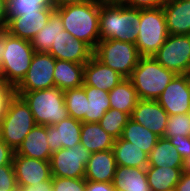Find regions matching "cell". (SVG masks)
<instances>
[{"instance_id":"6da1fadb","label":"cell","mask_w":190,"mask_h":191,"mask_svg":"<svg viewBox=\"0 0 190 191\" xmlns=\"http://www.w3.org/2000/svg\"><path fill=\"white\" fill-rule=\"evenodd\" d=\"M55 12L61 17L64 30L95 50L100 40V5L90 1L84 4L66 5L55 9Z\"/></svg>"},{"instance_id":"7a4b0ae2","label":"cell","mask_w":190,"mask_h":191,"mask_svg":"<svg viewBox=\"0 0 190 191\" xmlns=\"http://www.w3.org/2000/svg\"><path fill=\"white\" fill-rule=\"evenodd\" d=\"M140 25V9L125 5L100 6V40L137 41Z\"/></svg>"},{"instance_id":"3957f363","label":"cell","mask_w":190,"mask_h":191,"mask_svg":"<svg viewBox=\"0 0 190 191\" xmlns=\"http://www.w3.org/2000/svg\"><path fill=\"white\" fill-rule=\"evenodd\" d=\"M177 74L153 57H141L129 77L140 100H157Z\"/></svg>"},{"instance_id":"277c9868","label":"cell","mask_w":190,"mask_h":191,"mask_svg":"<svg viewBox=\"0 0 190 191\" xmlns=\"http://www.w3.org/2000/svg\"><path fill=\"white\" fill-rule=\"evenodd\" d=\"M29 106L36 124L53 126L69 117L64 90L52 87L30 92H16Z\"/></svg>"},{"instance_id":"5b68a950","label":"cell","mask_w":190,"mask_h":191,"mask_svg":"<svg viewBox=\"0 0 190 191\" xmlns=\"http://www.w3.org/2000/svg\"><path fill=\"white\" fill-rule=\"evenodd\" d=\"M35 54L30 41L6 31V48L2 55V83L16 87L25 77Z\"/></svg>"},{"instance_id":"8992f818","label":"cell","mask_w":190,"mask_h":191,"mask_svg":"<svg viewBox=\"0 0 190 191\" xmlns=\"http://www.w3.org/2000/svg\"><path fill=\"white\" fill-rule=\"evenodd\" d=\"M35 125L29 106L20 96L15 95L0 124V139L16 151Z\"/></svg>"},{"instance_id":"52a82bcc","label":"cell","mask_w":190,"mask_h":191,"mask_svg":"<svg viewBox=\"0 0 190 191\" xmlns=\"http://www.w3.org/2000/svg\"><path fill=\"white\" fill-rule=\"evenodd\" d=\"M138 29L136 48L141 57H152L169 36L162 6L140 10Z\"/></svg>"},{"instance_id":"ba28073f","label":"cell","mask_w":190,"mask_h":191,"mask_svg":"<svg viewBox=\"0 0 190 191\" xmlns=\"http://www.w3.org/2000/svg\"><path fill=\"white\" fill-rule=\"evenodd\" d=\"M94 56L104 65L129 78L141 58L134 43L119 40H99Z\"/></svg>"},{"instance_id":"9c48e42d","label":"cell","mask_w":190,"mask_h":191,"mask_svg":"<svg viewBox=\"0 0 190 191\" xmlns=\"http://www.w3.org/2000/svg\"><path fill=\"white\" fill-rule=\"evenodd\" d=\"M90 156L91 152L81 143L55 151L50 158L51 174L55 177L71 179L84 178L85 167Z\"/></svg>"},{"instance_id":"30bf717a","label":"cell","mask_w":190,"mask_h":191,"mask_svg":"<svg viewBox=\"0 0 190 191\" xmlns=\"http://www.w3.org/2000/svg\"><path fill=\"white\" fill-rule=\"evenodd\" d=\"M152 57L166 69L186 74L190 67V35L169 34Z\"/></svg>"},{"instance_id":"8fae6325","label":"cell","mask_w":190,"mask_h":191,"mask_svg":"<svg viewBox=\"0 0 190 191\" xmlns=\"http://www.w3.org/2000/svg\"><path fill=\"white\" fill-rule=\"evenodd\" d=\"M56 59L48 52H35L30 67L15 87V92H30L54 87Z\"/></svg>"},{"instance_id":"7c38bea8","label":"cell","mask_w":190,"mask_h":191,"mask_svg":"<svg viewBox=\"0 0 190 191\" xmlns=\"http://www.w3.org/2000/svg\"><path fill=\"white\" fill-rule=\"evenodd\" d=\"M168 115L187 114L190 105V81L177 74L157 99Z\"/></svg>"},{"instance_id":"4fadbf2b","label":"cell","mask_w":190,"mask_h":191,"mask_svg":"<svg viewBox=\"0 0 190 191\" xmlns=\"http://www.w3.org/2000/svg\"><path fill=\"white\" fill-rule=\"evenodd\" d=\"M48 53L55 59L84 65L94 56V50L88 44L74 38L66 30L60 32Z\"/></svg>"},{"instance_id":"5bb4252c","label":"cell","mask_w":190,"mask_h":191,"mask_svg":"<svg viewBox=\"0 0 190 191\" xmlns=\"http://www.w3.org/2000/svg\"><path fill=\"white\" fill-rule=\"evenodd\" d=\"M12 163L18 187L37 184L52 178L50 161L21 156L15 152Z\"/></svg>"},{"instance_id":"9a60e30c","label":"cell","mask_w":190,"mask_h":191,"mask_svg":"<svg viewBox=\"0 0 190 191\" xmlns=\"http://www.w3.org/2000/svg\"><path fill=\"white\" fill-rule=\"evenodd\" d=\"M55 8H44L37 12L23 13L7 21L6 31L15 37L31 41L46 25Z\"/></svg>"},{"instance_id":"2e32d148","label":"cell","mask_w":190,"mask_h":191,"mask_svg":"<svg viewBox=\"0 0 190 191\" xmlns=\"http://www.w3.org/2000/svg\"><path fill=\"white\" fill-rule=\"evenodd\" d=\"M134 122L148 128L159 137H163L168 113L157 100H139L130 116Z\"/></svg>"},{"instance_id":"e0dca14e","label":"cell","mask_w":190,"mask_h":191,"mask_svg":"<svg viewBox=\"0 0 190 191\" xmlns=\"http://www.w3.org/2000/svg\"><path fill=\"white\" fill-rule=\"evenodd\" d=\"M82 122L71 116L53 126H47V143L53 153L80 143Z\"/></svg>"},{"instance_id":"ac0fdd59","label":"cell","mask_w":190,"mask_h":191,"mask_svg":"<svg viewBox=\"0 0 190 191\" xmlns=\"http://www.w3.org/2000/svg\"><path fill=\"white\" fill-rule=\"evenodd\" d=\"M124 78L93 56L84 67L83 84L103 91L112 90Z\"/></svg>"},{"instance_id":"d6986e66","label":"cell","mask_w":190,"mask_h":191,"mask_svg":"<svg viewBox=\"0 0 190 191\" xmlns=\"http://www.w3.org/2000/svg\"><path fill=\"white\" fill-rule=\"evenodd\" d=\"M117 164L112 149L91 153L85 167V180L108 182L113 181Z\"/></svg>"},{"instance_id":"ffe728a7","label":"cell","mask_w":190,"mask_h":191,"mask_svg":"<svg viewBox=\"0 0 190 191\" xmlns=\"http://www.w3.org/2000/svg\"><path fill=\"white\" fill-rule=\"evenodd\" d=\"M15 152L21 156L50 161L52 152L47 143V126L36 124Z\"/></svg>"},{"instance_id":"44dd1931","label":"cell","mask_w":190,"mask_h":191,"mask_svg":"<svg viewBox=\"0 0 190 191\" xmlns=\"http://www.w3.org/2000/svg\"><path fill=\"white\" fill-rule=\"evenodd\" d=\"M169 34L190 35V0H176L162 5Z\"/></svg>"},{"instance_id":"7402d4cb","label":"cell","mask_w":190,"mask_h":191,"mask_svg":"<svg viewBox=\"0 0 190 191\" xmlns=\"http://www.w3.org/2000/svg\"><path fill=\"white\" fill-rule=\"evenodd\" d=\"M112 184L116 191H151L146 168L117 165Z\"/></svg>"},{"instance_id":"603a6c76","label":"cell","mask_w":190,"mask_h":191,"mask_svg":"<svg viewBox=\"0 0 190 191\" xmlns=\"http://www.w3.org/2000/svg\"><path fill=\"white\" fill-rule=\"evenodd\" d=\"M84 67V64L56 59L54 69V87L62 90L82 87Z\"/></svg>"},{"instance_id":"cb8c5ba5","label":"cell","mask_w":190,"mask_h":191,"mask_svg":"<svg viewBox=\"0 0 190 191\" xmlns=\"http://www.w3.org/2000/svg\"><path fill=\"white\" fill-rule=\"evenodd\" d=\"M114 142L98 122H82L80 143L91 153L112 149Z\"/></svg>"},{"instance_id":"d4e9b609","label":"cell","mask_w":190,"mask_h":191,"mask_svg":"<svg viewBox=\"0 0 190 191\" xmlns=\"http://www.w3.org/2000/svg\"><path fill=\"white\" fill-rule=\"evenodd\" d=\"M112 150L117 165L131 168L148 166V154L121 137L115 140Z\"/></svg>"},{"instance_id":"484cf974","label":"cell","mask_w":190,"mask_h":191,"mask_svg":"<svg viewBox=\"0 0 190 191\" xmlns=\"http://www.w3.org/2000/svg\"><path fill=\"white\" fill-rule=\"evenodd\" d=\"M184 160L169 139L159 137L148 155V166L183 168Z\"/></svg>"},{"instance_id":"4316f807","label":"cell","mask_w":190,"mask_h":191,"mask_svg":"<svg viewBox=\"0 0 190 191\" xmlns=\"http://www.w3.org/2000/svg\"><path fill=\"white\" fill-rule=\"evenodd\" d=\"M110 108L117 109L131 116L133 109L140 100L132 82L124 78L108 93Z\"/></svg>"},{"instance_id":"83f0119b","label":"cell","mask_w":190,"mask_h":191,"mask_svg":"<svg viewBox=\"0 0 190 191\" xmlns=\"http://www.w3.org/2000/svg\"><path fill=\"white\" fill-rule=\"evenodd\" d=\"M183 168L146 167L147 181L151 191H165L176 188L180 181Z\"/></svg>"},{"instance_id":"f1b7e54d","label":"cell","mask_w":190,"mask_h":191,"mask_svg":"<svg viewBox=\"0 0 190 191\" xmlns=\"http://www.w3.org/2000/svg\"><path fill=\"white\" fill-rule=\"evenodd\" d=\"M85 90L88 102L87 112L81 122H99L102 116L110 109L108 97L109 91H103L93 86L82 85Z\"/></svg>"},{"instance_id":"f546056e","label":"cell","mask_w":190,"mask_h":191,"mask_svg":"<svg viewBox=\"0 0 190 191\" xmlns=\"http://www.w3.org/2000/svg\"><path fill=\"white\" fill-rule=\"evenodd\" d=\"M121 138L135 144V146L141 148L142 151L149 155L155 147L159 136L141 124L129 119L123 129Z\"/></svg>"},{"instance_id":"4dcf8cb0","label":"cell","mask_w":190,"mask_h":191,"mask_svg":"<svg viewBox=\"0 0 190 191\" xmlns=\"http://www.w3.org/2000/svg\"><path fill=\"white\" fill-rule=\"evenodd\" d=\"M64 30L61 17L54 11L46 25L30 41L35 52H49L52 43Z\"/></svg>"},{"instance_id":"1f68e13d","label":"cell","mask_w":190,"mask_h":191,"mask_svg":"<svg viewBox=\"0 0 190 191\" xmlns=\"http://www.w3.org/2000/svg\"><path fill=\"white\" fill-rule=\"evenodd\" d=\"M64 101L69 116L82 121L87 112V96L83 87L64 90Z\"/></svg>"},{"instance_id":"d6a6232c","label":"cell","mask_w":190,"mask_h":191,"mask_svg":"<svg viewBox=\"0 0 190 191\" xmlns=\"http://www.w3.org/2000/svg\"><path fill=\"white\" fill-rule=\"evenodd\" d=\"M55 8L54 0H9L6 2V21L23 13Z\"/></svg>"},{"instance_id":"836d02e7","label":"cell","mask_w":190,"mask_h":191,"mask_svg":"<svg viewBox=\"0 0 190 191\" xmlns=\"http://www.w3.org/2000/svg\"><path fill=\"white\" fill-rule=\"evenodd\" d=\"M130 116L117 109L110 108L98 122L115 140L120 138Z\"/></svg>"},{"instance_id":"e575fe53","label":"cell","mask_w":190,"mask_h":191,"mask_svg":"<svg viewBox=\"0 0 190 191\" xmlns=\"http://www.w3.org/2000/svg\"><path fill=\"white\" fill-rule=\"evenodd\" d=\"M190 137V118L187 114L168 115L164 138Z\"/></svg>"},{"instance_id":"d590c367","label":"cell","mask_w":190,"mask_h":191,"mask_svg":"<svg viewBox=\"0 0 190 191\" xmlns=\"http://www.w3.org/2000/svg\"><path fill=\"white\" fill-rule=\"evenodd\" d=\"M52 186L53 191H85L86 180L52 176Z\"/></svg>"},{"instance_id":"8d00e7d4","label":"cell","mask_w":190,"mask_h":191,"mask_svg":"<svg viewBox=\"0 0 190 191\" xmlns=\"http://www.w3.org/2000/svg\"><path fill=\"white\" fill-rule=\"evenodd\" d=\"M17 189L13 164L0 166V191H16Z\"/></svg>"},{"instance_id":"74e56055","label":"cell","mask_w":190,"mask_h":191,"mask_svg":"<svg viewBox=\"0 0 190 191\" xmlns=\"http://www.w3.org/2000/svg\"><path fill=\"white\" fill-rule=\"evenodd\" d=\"M15 95L14 87L0 82V124L7 113L10 101Z\"/></svg>"},{"instance_id":"f35d334b","label":"cell","mask_w":190,"mask_h":191,"mask_svg":"<svg viewBox=\"0 0 190 191\" xmlns=\"http://www.w3.org/2000/svg\"><path fill=\"white\" fill-rule=\"evenodd\" d=\"M170 142L176 147L179 155L183 160L190 157V137L180 135L179 138H168Z\"/></svg>"},{"instance_id":"ab89813d","label":"cell","mask_w":190,"mask_h":191,"mask_svg":"<svg viewBox=\"0 0 190 191\" xmlns=\"http://www.w3.org/2000/svg\"><path fill=\"white\" fill-rule=\"evenodd\" d=\"M122 5L136 9H152L162 6L160 0H124Z\"/></svg>"},{"instance_id":"60d3db41","label":"cell","mask_w":190,"mask_h":191,"mask_svg":"<svg viewBox=\"0 0 190 191\" xmlns=\"http://www.w3.org/2000/svg\"><path fill=\"white\" fill-rule=\"evenodd\" d=\"M15 151L0 139V166L13 164Z\"/></svg>"},{"instance_id":"b9f144b4","label":"cell","mask_w":190,"mask_h":191,"mask_svg":"<svg viewBox=\"0 0 190 191\" xmlns=\"http://www.w3.org/2000/svg\"><path fill=\"white\" fill-rule=\"evenodd\" d=\"M85 191H116L112 182H97L86 180Z\"/></svg>"},{"instance_id":"7bdbcfd3","label":"cell","mask_w":190,"mask_h":191,"mask_svg":"<svg viewBox=\"0 0 190 191\" xmlns=\"http://www.w3.org/2000/svg\"><path fill=\"white\" fill-rule=\"evenodd\" d=\"M21 191H53L52 178L48 181L38 182L37 184L18 187Z\"/></svg>"},{"instance_id":"ee69618b","label":"cell","mask_w":190,"mask_h":191,"mask_svg":"<svg viewBox=\"0 0 190 191\" xmlns=\"http://www.w3.org/2000/svg\"><path fill=\"white\" fill-rule=\"evenodd\" d=\"M176 191H190V173H182L180 181L177 183Z\"/></svg>"},{"instance_id":"f6af8a7d","label":"cell","mask_w":190,"mask_h":191,"mask_svg":"<svg viewBox=\"0 0 190 191\" xmlns=\"http://www.w3.org/2000/svg\"><path fill=\"white\" fill-rule=\"evenodd\" d=\"M93 0H54L55 9L61 8L66 5L84 4Z\"/></svg>"},{"instance_id":"bcb514c9","label":"cell","mask_w":190,"mask_h":191,"mask_svg":"<svg viewBox=\"0 0 190 191\" xmlns=\"http://www.w3.org/2000/svg\"><path fill=\"white\" fill-rule=\"evenodd\" d=\"M6 48V31L0 36V82H2V62L1 58Z\"/></svg>"},{"instance_id":"7dc6e473","label":"cell","mask_w":190,"mask_h":191,"mask_svg":"<svg viewBox=\"0 0 190 191\" xmlns=\"http://www.w3.org/2000/svg\"><path fill=\"white\" fill-rule=\"evenodd\" d=\"M96 4L103 5H120L124 0H93Z\"/></svg>"},{"instance_id":"c3c4849f","label":"cell","mask_w":190,"mask_h":191,"mask_svg":"<svg viewBox=\"0 0 190 191\" xmlns=\"http://www.w3.org/2000/svg\"><path fill=\"white\" fill-rule=\"evenodd\" d=\"M0 23H7L6 21V3L0 0Z\"/></svg>"},{"instance_id":"681fc988","label":"cell","mask_w":190,"mask_h":191,"mask_svg":"<svg viewBox=\"0 0 190 191\" xmlns=\"http://www.w3.org/2000/svg\"><path fill=\"white\" fill-rule=\"evenodd\" d=\"M183 173H190V157L184 160Z\"/></svg>"},{"instance_id":"f907efd6","label":"cell","mask_w":190,"mask_h":191,"mask_svg":"<svg viewBox=\"0 0 190 191\" xmlns=\"http://www.w3.org/2000/svg\"><path fill=\"white\" fill-rule=\"evenodd\" d=\"M6 24L7 23H0V36L6 31Z\"/></svg>"},{"instance_id":"816d5d0a","label":"cell","mask_w":190,"mask_h":191,"mask_svg":"<svg viewBox=\"0 0 190 191\" xmlns=\"http://www.w3.org/2000/svg\"><path fill=\"white\" fill-rule=\"evenodd\" d=\"M161 4L164 5L166 3L172 2V1H176V0H160Z\"/></svg>"},{"instance_id":"f5cc1de1","label":"cell","mask_w":190,"mask_h":191,"mask_svg":"<svg viewBox=\"0 0 190 191\" xmlns=\"http://www.w3.org/2000/svg\"><path fill=\"white\" fill-rule=\"evenodd\" d=\"M187 77L189 78V81H190V67H189V70L188 72L186 73Z\"/></svg>"},{"instance_id":"db71d44e","label":"cell","mask_w":190,"mask_h":191,"mask_svg":"<svg viewBox=\"0 0 190 191\" xmlns=\"http://www.w3.org/2000/svg\"><path fill=\"white\" fill-rule=\"evenodd\" d=\"M187 116L190 118V105H189V109L187 111Z\"/></svg>"}]
</instances>
